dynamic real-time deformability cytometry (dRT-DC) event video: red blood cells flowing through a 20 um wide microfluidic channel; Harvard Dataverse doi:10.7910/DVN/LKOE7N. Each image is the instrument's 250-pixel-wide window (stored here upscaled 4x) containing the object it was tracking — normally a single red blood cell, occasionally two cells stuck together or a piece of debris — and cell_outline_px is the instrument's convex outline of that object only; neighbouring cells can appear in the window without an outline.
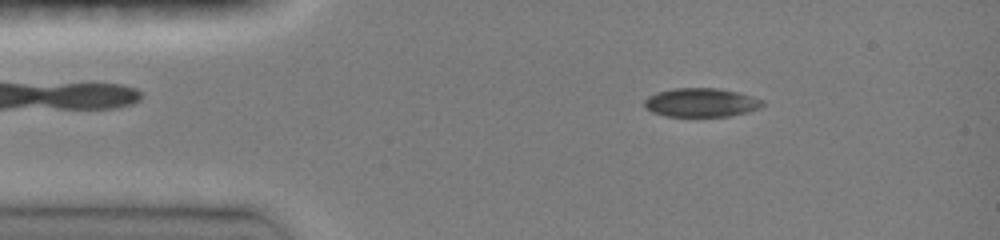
{"species": "common noctule bat (a hibernating species)", "species_latin": "Nyctalus noctula", "temperature_condition": "room temperature", "stored_images_in_passage": 45, "camera_frame_rate_fps": 3000, "um_per_image_px": 0.085, "animal": {"sex": "female", "body_mass_g": 19.0, "forearm_length_mm": 51.5}, "frame": {"image": 1, "passage_image": 6, "time_ms": 1.667, "image_size_px": [1000, 240], "cell_outline_px": [[764, 104], [760, 108], [748, 112], [728, 116], [664, 116], [652, 112], [644, 108], [644, 100], [648, 96], [656, 92], [672, 88], [716, 88], [736, 92], [752, 96], [764, 100]], "centroid_in_image_um": [59.57, 8.71], "position_along_channel_um": 25.4, "area_um2": 19.94}}
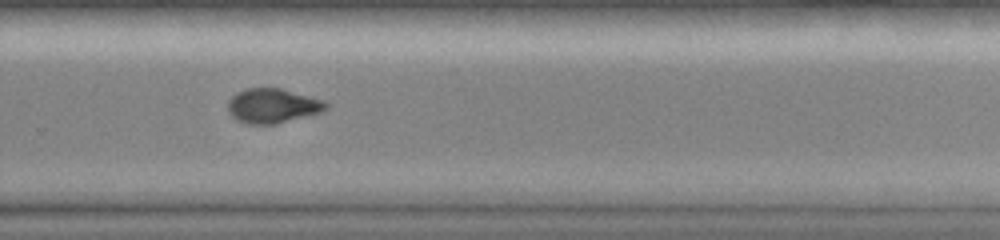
{"frame": {"image": 2, "passage_image": 30, "time_ms": 9.667, "image_size_px": [1000, 240], "cell_outline_px": [[328, 108], [320, 112], [276, 124], [248, 124], [236, 120], [228, 112], [228, 100], [236, 92], [248, 88], [280, 88], [324, 100], [328, 104]], "centroid_in_image_um": [23.15, 8.99], "position_along_channel_um": 306.7, "area_um2": 19.71}}
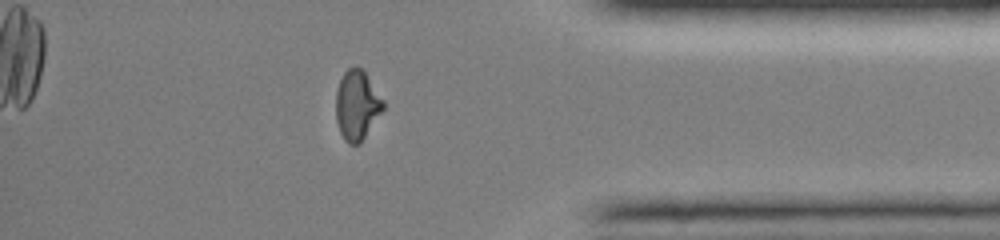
{"frame": {"image": 3, "passage_image": 38, "time_ms": 12.333, "image_size_px": [1000, 240], "cell_outline_px": [[384, 108], [360, 144], [348, 144], [344, 140], [340, 132], [336, 120], [336, 92], [340, 80], [344, 72], [348, 68], [356, 64], [364, 72], [384, 100]], "centroid_in_image_um": [30.33, 8.94], "position_along_channel_um": 404.9, "area_um2": 19.13}, "authors_computed_cell_mechanics": {"area_um2": 19.9988, "velocity_mm_per_s": 4.1501, "shape_relaxation_time_tau1_ms": 4.6463, "shape_relaxation_time_tau2_ms": 4.9748, "deformation_change_tau1": 0.1665, "deformation_change_tau2": 0.05}}